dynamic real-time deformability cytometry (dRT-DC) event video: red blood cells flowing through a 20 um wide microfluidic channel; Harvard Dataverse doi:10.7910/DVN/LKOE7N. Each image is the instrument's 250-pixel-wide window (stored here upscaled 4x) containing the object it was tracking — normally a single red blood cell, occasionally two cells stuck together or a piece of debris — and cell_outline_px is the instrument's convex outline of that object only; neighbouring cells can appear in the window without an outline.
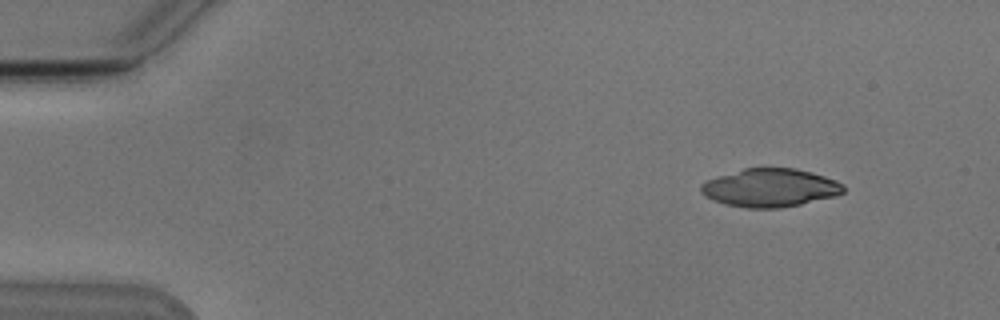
{"species": "Egyptian fruit bat (a non-hibernating species)", "species_latin": "Rousettus aegyptiacus", "temperature_condition": "cold", "stored_images_in_passage": 6, "camera_frame_rate_fps": 3000, "um_per_image_px": 0.085, "animal": {"sex": "male"}, "frame": {"image": 1, "passage_image": 2, "time_ms": 1.0, "image_size_px": [1000, 320], "cell_outline_px": [[844, 192], [836, 196], [800, 204], [780, 208], [748, 208], [724, 204], [704, 196], [700, 192], [700, 184], [704, 180], [716, 176], [744, 168], [796, 168], [812, 172], [836, 180], [844, 184]], "centroid_in_image_um": [65.43, 15.95], "position_along_channel_um": 19.6, "area_um2": 32.02}}